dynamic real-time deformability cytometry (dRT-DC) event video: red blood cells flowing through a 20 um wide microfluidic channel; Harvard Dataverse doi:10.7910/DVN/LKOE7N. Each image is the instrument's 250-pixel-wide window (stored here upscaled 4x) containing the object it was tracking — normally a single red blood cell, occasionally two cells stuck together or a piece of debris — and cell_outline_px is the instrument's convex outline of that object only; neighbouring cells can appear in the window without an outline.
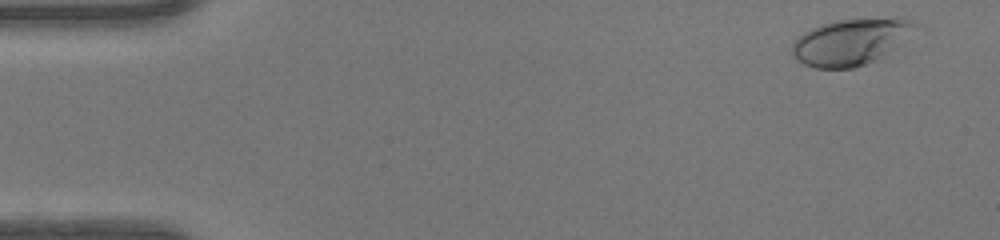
{"species": "human", "species_latin": "Homo sapiens", "temperature_condition": "warm", "stored_images_in_passage": 49, "camera_frame_rate_fps": 3000, "um_per_image_px": 0.085, "donor": {"sex": "female"}, "frame": {"image": 1, "passage_image": 2, "time_ms": 0.333, "image_size_px": [1000, 240], "cell_outline_px": [[924, 28], [876, 60], [852, 68], [816, 68], [804, 64], [792, 52], [792, 44], [804, 32], [812, 28], [836, 20], [892, 16], [896, 16], [916, 20]], "centroid_in_image_um": [72.49, 3.5], "position_along_channel_um": 12.5, "area_um2": 33.87}}
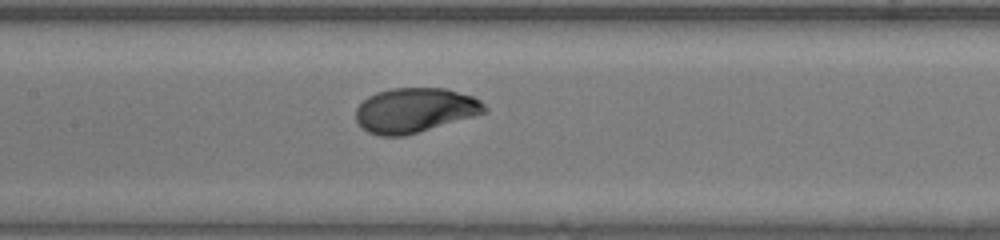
{"frame": {"image": 2, "passage_image": 23, "time_ms": 7.333, "image_size_px": [1000, 240], "cell_outline_px": [[488, 112], [404, 136], [380, 136], [368, 132], [356, 120], [356, 108], [368, 96], [376, 92], [392, 88], [444, 88], [472, 96], [480, 100], [488, 108]], "centroid_in_image_um": [35.27, 9.36], "position_along_channel_um": 172.1, "area_um2": 33.35}}
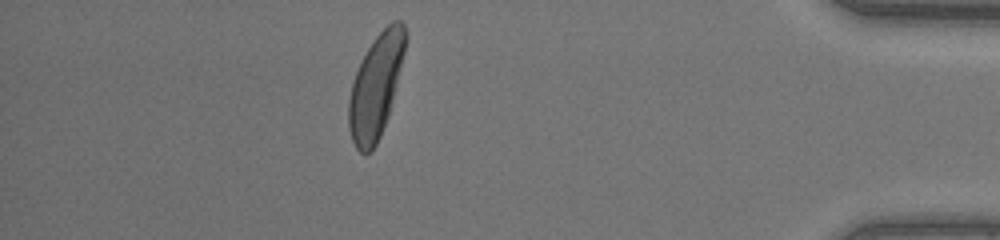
{"frame": {"image": 3, "passage_image": 43, "time_ms": 14.0, "image_size_px": [1000, 240], "cell_outline_px": [[408, 36], [388, 116], [380, 136], [376, 144], [368, 152], [360, 152], [356, 148], [352, 140], [348, 128], [348, 100], [352, 84], [356, 72], [368, 48], [376, 36], [392, 20], [400, 20], [404, 24]], "centroid_in_image_um": [31.94, 7.3], "position_along_channel_um": 403.3, "area_um2": 33.58}, "authors_computed_cell_mechanics": {"area_um2": 33.4662, "velocity_mm_per_s": 4.1786, "shape_relaxation_time_tau1_ms": 2.5598, "shape_relaxation_time_tau2_ms": null, "deformation_change_tau1": 0.1711, "deformation_change_tau2": null}}